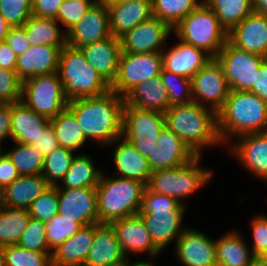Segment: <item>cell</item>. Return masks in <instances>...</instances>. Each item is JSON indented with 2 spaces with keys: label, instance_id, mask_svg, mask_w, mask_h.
Returning <instances> with one entry per match:
<instances>
[{
  "label": "cell",
  "instance_id": "6da1fadb",
  "mask_svg": "<svg viewBox=\"0 0 267 266\" xmlns=\"http://www.w3.org/2000/svg\"><path fill=\"white\" fill-rule=\"evenodd\" d=\"M124 98L112 90L101 96L78 98L68 102L86 139L104 144L118 142L123 134Z\"/></svg>",
  "mask_w": 267,
  "mask_h": 266
},
{
  "label": "cell",
  "instance_id": "7a4b0ae2",
  "mask_svg": "<svg viewBox=\"0 0 267 266\" xmlns=\"http://www.w3.org/2000/svg\"><path fill=\"white\" fill-rule=\"evenodd\" d=\"M217 131L225 143L230 136L267 132V102L250 91L230 90L217 112Z\"/></svg>",
  "mask_w": 267,
  "mask_h": 266
},
{
  "label": "cell",
  "instance_id": "3957f363",
  "mask_svg": "<svg viewBox=\"0 0 267 266\" xmlns=\"http://www.w3.org/2000/svg\"><path fill=\"white\" fill-rule=\"evenodd\" d=\"M165 126L201 156V147L222 143L217 131V113L197 102L173 105L165 113Z\"/></svg>",
  "mask_w": 267,
  "mask_h": 266
},
{
  "label": "cell",
  "instance_id": "277c9868",
  "mask_svg": "<svg viewBox=\"0 0 267 266\" xmlns=\"http://www.w3.org/2000/svg\"><path fill=\"white\" fill-rule=\"evenodd\" d=\"M186 206L177 199L151 191L143 192L139 215L144 221L154 246L161 252L173 239L176 241L186 229L181 222Z\"/></svg>",
  "mask_w": 267,
  "mask_h": 266
},
{
  "label": "cell",
  "instance_id": "5b68a950",
  "mask_svg": "<svg viewBox=\"0 0 267 266\" xmlns=\"http://www.w3.org/2000/svg\"><path fill=\"white\" fill-rule=\"evenodd\" d=\"M146 186L122 177L106 178L101 174L96 186L98 223H107L137 215Z\"/></svg>",
  "mask_w": 267,
  "mask_h": 266
},
{
  "label": "cell",
  "instance_id": "8992f818",
  "mask_svg": "<svg viewBox=\"0 0 267 266\" xmlns=\"http://www.w3.org/2000/svg\"><path fill=\"white\" fill-rule=\"evenodd\" d=\"M58 74L68 101L101 96L110 84L86 61L80 49L64 46L59 54Z\"/></svg>",
  "mask_w": 267,
  "mask_h": 266
},
{
  "label": "cell",
  "instance_id": "52a82bcc",
  "mask_svg": "<svg viewBox=\"0 0 267 266\" xmlns=\"http://www.w3.org/2000/svg\"><path fill=\"white\" fill-rule=\"evenodd\" d=\"M173 29L178 40L206 51L213 58L227 42V31L205 2L184 17Z\"/></svg>",
  "mask_w": 267,
  "mask_h": 266
},
{
  "label": "cell",
  "instance_id": "ba28073f",
  "mask_svg": "<svg viewBox=\"0 0 267 266\" xmlns=\"http://www.w3.org/2000/svg\"><path fill=\"white\" fill-rule=\"evenodd\" d=\"M200 158L201 156H197L191 162L180 167L152 172L147 187L155 193L174 197L184 204L182 199L205 185L213 175L211 170L198 165Z\"/></svg>",
  "mask_w": 267,
  "mask_h": 266
},
{
  "label": "cell",
  "instance_id": "9c48e42d",
  "mask_svg": "<svg viewBox=\"0 0 267 266\" xmlns=\"http://www.w3.org/2000/svg\"><path fill=\"white\" fill-rule=\"evenodd\" d=\"M21 101L48 119L57 116L69 102L58 72L38 75L22 82Z\"/></svg>",
  "mask_w": 267,
  "mask_h": 266
},
{
  "label": "cell",
  "instance_id": "30bf717a",
  "mask_svg": "<svg viewBox=\"0 0 267 266\" xmlns=\"http://www.w3.org/2000/svg\"><path fill=\"white\" fill-rule=\"evenodd\" d=\"M165 127V115L151 110L124 105L122 137L147 158L158 149V137Z\"/></svg>",
  "mask_w": 267,
  "mask_h": 266
},
{
  "label": "cell",
  "instance_id": "8fae6325",
  "mask_svg": "<svg viewBox=\"0 0 267 266\" xmlns=\"http://www.w3.org/2000/svg\"><path fill=\"white\" fill-rule=\"evenodd\" d=\"M161 70V52L121 53L117 76L110 90L124 98L139 83L160 76Z\"/></svg>",
  "mask_w": 267,
  "mask_h": 266
},
{
  "label": "cell",
  "instance_id": "7c38bea8",
  "mask_svg": "<svg viewBox=\"0 0 267 266\" xmlns=\"http://www.w3.org/2000/svg\"><path fill=\"white\" fill-rule=\"evenodd\" d=\"M216 60L223 68L230 90L250 91L256 73L267 59L261 55L238 49L228 41L219 51Z\"/></svg>",
  "mask_w": 267,
  "mask_h": 266
},
{
  "label": "cell",
  "instance_id": "4fadbf2b",
  "mask_svg": "<svg viewBox=\"0 0 267 266\" xmlns=\"http://www.w3.org/2000/svg\"><path fill=\"white\" fill-rule=\"evenodd\" d=\"M193 101L218 112L230 93V87L220 63L213 58L203 66L192 78ZM202 101H201V100Z\"/></svg>",
  "mask_w": 267,
  "mask_h": 266
},
{
  "label": "cell",
  "instance_id": "5bb4252c",
  "mask_svg": "<svg viewBox=\"0 0 267 266\" xmlns=\"http://www.w3.org/2000/svg\"><path fill=\"white\" fill-rule=\"evenodd\" d=\"M172 31L167 23L152 16L119 37L121 53L161 52Z\"/></svg>",
  "mask_w": 267,
  "mask_h": 266
},
{
  "label": "cell",
  "instance_id": "9a60e30c",
  "mask_svg": "<svg viewBox=\"0 0 267 266\" xmlns=\"http://www.w3.org/2000/svg\"><path fill=\"white\" fill-rule=\"evenodd\" d=\"M110 36L108 6L97 0L78 24L67 32V45L79 49Z\"/></svg>",
  "mask_w": 267,
  "mask_h": 266
},
{
  "label": "cell",
  "instance_id": "2e32d148",
  "mask_svg": "<svg viewBox=\"0 0 267 266\" xmlns=\"http://www.w3.org/2000/svg\"><path fill=\"white\" fill-rule=\"evenodd\" d=\"M58 213L82 227L98 223L96 188L58 189Z\"/></svg>",
  "mask_w": 267,
  "mask_h": 266
},
{
  "label": "cell",
  "instance_id": "e0dca14e",
  "mask_svg": "<svg viewBox=\"0 0 267 266\" xmlns=\"http://www.w3.org/2000/svg\"><path fill=\"white\" fill-rule=\"evenodd\" d=\"M158 149L147 156L152 172L180 167L191 162L197 155L168 127H164L158 137Z\"/></svg>",
  "mask_w": 267,
  "mask_h": 266
},
{
  "label": "cell",
  "instance_id": "ac0fdd59",
  "mask_svg": "<svg viewBox=\"0 0 267 266\" xmlns=\"http://www.w3.org/2000/svg\"><path fill=\"white\" fill-rule=\"evenodd\" d=\"M234 47L267 58V16L252 12L227 35Z\"/></svg>",
  "mask_w": 267,
  "mask_h": 266
},
{
  "label": "cell",
  "instance_id": "d6986e66",
  "mask_svg": "<svg viewBox=\"0 0 267 266\" xmlns=\"http://www.w3.org/2000/svg\"><path fill=\"white\" fill-rule=\"evenodd\" d=\"M177 258L185 266H217L216 240L186 228L176 241Z\"/></svg>",
  "mask_w": 267,
  "mask_h": 266
},
{
  "label": "cell",
  "instance_id": "ffe728a7",
  "mask_svg": "<svg viewBox=\"0 0 267 266\" xmlns=\"http://www.w3.org/2000/svg\"><path fill=\"white\" fill-rule=\"evenodd\" d=\"M109 224L115 232L125 257L130 252L143 253L145 251L151 257L160 253L154 246L146 225L139 214L114 220Z\"/></svg>",
  "mask_w": 267,
  "mask_h": 266
},
{
  "label": "cell",
  "instance_id": "44dd1931",
  "mask_svg": "<svg viewBox=\"0 0 267 266\" xmlns=\"http://www.w3.org/2000/svg\"><path fill=\"white\" fill-rule=\"evenodd\" d=\"M179 41L169 51H161L162 68L191 79L213 57L200 48Z\"/></svg>",
  "mask_w": 267,
  "mask_h": 266
},
{
  "label": "cell",
  "instance_id": "7402d4cb",
  "mask_svg": "<svg viewBox=\"0 0 267 266\" xmlns=\"http://www.w3.org/2000/svg\"><path fill=\"white\" fill-rule=\"evenodd\" d=\"M126 260L111 225L95 223L93 241L84 266H116Z\"/></svg>",
  "mask_w": 267,
  "mask_h": 266
},
{
  "label": "cell",
  "instance_id": "603a6c76",
  "mask_svg": "<svg viewBox=\"0 0 267 266\" xmlns=\"http://www.w3.org/2000/svg\"><path fill=\"white\" fill-rule=\"evenodd\" d=\"M79 49L84 54L86 61L111 85L117 76L122 52L120 39L110 36Z\"/></svg>",
  "mask_w": 267,
  "mask_h": 266
},
{
  "label": "cell",
  "instance_id": "cb8c5ba5",
  "mask_svg": "<svg viewBox=\"0 0 267 266\" xmlns=\"http://www.w3.org/2000/svg\"><path fill=\"white\" fill-rule=\"evenodd\" d=\"M62 48L48 45L30 46L17 58L15 71L19 79L24 82L38 75L58 72L59 54Z\"/></svg>",
  "mask_w": 267,
  "mask_h": 266
},
{
  "label": "cell",
  "instance_id": "d4e9b609",
  "mask_svg": "<svg viewBox=\"0 0 267 266\" xmlns=\"http://www.w3.org/2000/svg\"><path fill=\"white\" fill-rule=\"evenodd\" d=\"M107 6L111 35L118 38L152 17L151 0H132Z\"/></svg>",
  "mask_w": 267,
  "mask_h": 266
},
{
  "label": "cell",
  "instance_id": "484cf974",
  "mask_svg": "<svg viewBox=\"0 0 267 266\" xmlns=\"http://www.w3.org/2000/svg\"><path fill=\"white\" fill-rule=\"evenodd\" d=\"M231 150L241 164L267 181V132L246 134Z\"/></svg>",
  "mask_w": 267,
  "mask_h": 266
},
{
  "label": "cell",
  "instance_id": "4316f807",
  "mask_svg": "<svg viewBox=\"0 0 267 266\" xmlns=\"http://www.w3.org/2000/svg\"><path fill=\"white\" fill-rule=\"evenodd\" d=\"M11 139L20 144H32L50 125V119L37 114L22 101L12 103Z\"/></svg>",
  "mask_w": 267,
  "mask_h": 266
},
{
  "label": "cell",
  "instance_id": "83f0119b",
  "mask_svg": "<svg viewBox=\"0 0 267 266\" xmlns=\"http://www.w3.org/2000/svg\"><path fill=\"white\" fill-rule=\"evenodd\" d=\"M94 237V224L81 227L52 252V266H84Z\"/></svg>",
  "mask_w": 267,
  "mask_h": 266
},
{
  "label": "cell",
  "instance_id": "f1b7e54d",
  "mask_svg": "<svg viewBox=\"0 0 267 266\" xmlns=\"http://www.w3.org/2000/svg\"><path fill=\"white\" fill-rule=\"evenodd\" d=\"M114 150V163L118 173L122 178L136 180L148 185L152 170L148 160L125 138Z\"/></svg>",
  "mask_w": 267,
  "mask_h": 266
},
{
  "label": "cell",
  "instance_id": "f546056e",
  "mask_svg": "<svg viewBox=\"0 0 267 266\" xmlns=\"http://www.w3.org/2000/svg\"><path fill=\"white\" fill-rule=\"evenodd\" d=\"M124 102L129 106L163 114L171 107L160 76L139 83L124 97Z\"/></svg>",
  "mask_w": 267,
  "mask_h": 266
},
{
  "label": "cell",
  "instance_id": "4dcf8cb0",
  "mask_svg": "<svg viewBox=\"0 0 267 266\" xmlns=\"http://www.w3.org/2000/svg\"><path fill=\"white\" fill-rule=\"evenodd\" d=\"M49 187L42 174L20 176L4 188L2 204L9 208L28 209Z\"/></svg>",
  "mask_w": 267,
  "mask_h": 266
},
{
  "label": "cell",
  "instance_id": "1f68e13d",
  "mask_svg": "<svg viewBox=\"0 0 267 266\" xmlns=\"http://www.w3.org/2000/svg\"><path fill=\"white\" fill-rule=\"evenodd\" d=\"M217 266H254L258 258L240 234L231 232L216 240Z\"/></svg>",
  "mask_w": 267,
  "mask_h": 266
},
{
  "label": "cell",
  "instance_id": "d6a6232c",
  "mask_svg": "<svg viewBox=\"0 0 267 266\" xmlns=\"http://www.w3.org/2000/svg\"><path fill=\"white\" fill-rule=\"evenodd\" d=\"M22 27L30 46L64 47L67 45V33L61 32L56 19L32 15Z\"/></svg>",
  "mask_w": 267,
  "mask_h": 266
},
{
  "label": "cell",
  "instance_id": "836d02e7",
  "mask_svg": "<svg viewBox=\"0 0 267 266\" xmlns=\"http://www.w3.org/2000/svg\"><path fill=\"white\" fill-rule=\"evenodd\" d=\"M102 171L96 169L92 159L81 154L74 157L68 172L58 183V189H76L81 187L96 188ZM62 184V186H61Z\"/></svg>",
  "mask_w": 267,
  "mask_h": 266
},
{
  "label": "cell",
  "instance_id": "e575fe53",
  "mask_svg": "<svg viewBox=\"0 0 267 266\" xmlns=\"http://www.w3.org/2000/svg\"><path fill=\"white\" fill-rule=\"evenodd\" d=\"M50 124L60 147L74 151L87 141L75 115L67 107L50 119Z\"/></svg>",
  "mask_w": 267,
  "mask_h": 266
},
{
  "label": "cell",
  "instance_id": "d590c367",
  "mask_svg": "<svg viewBox=\"0 0 267 266\" xmlns=\"http://www.w3.org/2000/svg\"><path fill=\"white\" fill-rule=\"evenodd\" d=\"M227 33L252 12V0H204Z\"/></svg>",
  "mask_w": 267,
  "mask_h": 266
},
{
  "label": "cell",
  "instance_id": "8d00e7d4",
  "mask_svg": "<svg viewBox=\"0 0 267 266\" xmlns=\"http://www.w3.org/2000/svg\"><path fill=\"white\" fill-rule=\"evenodd\" d=\"M28 209L2 206L0 210V245H17L30 220Z\"/></svg>",
  "mask_w": 267,
  "mask_h": 266
},
{
  "label": "cell",
  "instance_id": "74e56055",
  "mask_svg": "<svg viewBox=\"0 0 267 266\" xmlns=\"http://www.w3.org/2000/svg\"><path fill=\"white\" fill-rule=\"evenodd\" d=\"M203 2H198V0H151L152 16L159 18L173 29Z\"/></svg>",
  "mask_w": 267,
  "mask_h": 266
},
{
  "label": "cell",
  "instance_id": "f35d334b",
  "mask_svg": "<svg viewBox=\"0 0 267 266\" xmlns=\"http://www.w3.org/2000/svg\"><path fill=\"white\" fill-rule=\"evenodd\" d=\"M15 147L5 154L14 164L20 176L42 174L44 156L30 144L15 142Z\"/></svg>",
  "mask_w": 267,
  "mask_h": 266
},
{
  "label": "cell",
  "instance_id": "ab89813d",
  "mask_svg": "<svg viewBox=\"0 0 267 266\" xmlns=\"http://www.w3.org/2000/svg\"><path fill=\"white\" fill-rule=\"evenodd\" d=\"M72 150L57 147L50 155L44 157L42 176L50 186H57L68 172L74 159Z\"/></svg>",
  "mask_w": 267,
  "mask_h": 266
},
{
  "label": "cell",
  "instance_id": "60d3db41",
  "mask_svg": "<svg viewBox=\"0 0 267 266\" xmlns=\"http://www.w3.org/2000/svg\"><path fill=\"white\" fill-rule=\"evenodd\" d=\"M160 78L167 90L170 106L193 102L191 79L162 68ZM181 90V91H180ZM185 93V97L183 94Z\"/></svg>",
  "mask_w": 267,
  "mask_h": 266
},
{
  "label": "cell",
  "instance_id": "b9f144b4",
  "mask_svg": "<svg viewBox=\"0 0 267 266\" xmlns=\"http://www.w3.org/2000/svg\"><path fill=\"white\" fill-rule=\"evenodd\" d=\"M5 266H52V253L30 251L18 245L4 248Z\"/></svg>",
  "mask_w": 267,
  "mask_h": 266
},
{
  "label": "cell",
  "instance_id": "7bdbcfd3",
  "mask_svg": "<svg viewBox=\"0 0 267 266\" xmlns=\"http://www.w3.org/2000/svg\"><path fill=\"white\" fill-rule=\"evenodd\" d=\"M82 226L73 219L63 218L56 214L50 221L45 223L46 238L52 252L65 240L72 237Z\"/></svg>",
  "mask_w": 267,
  "mask_h": 266
},
{
  "label": "cell",
  "instance_id": "ee69618b",
  "mask_svg": "<svg viewBox=\"0 0 267 266\" xmlns=\"http://www.w3.org/2000/svg\"><path fill=\"white\" fill-rule=\"evenodd\" d=\"M59 196L57 186H50L28 208L31 218L46 223L58 213Z\"/></svg>",
  "mask_w": 267,
  "mask_h": 266
},
{
  "label": "cell",
  "instance_id": "f6af8a7d",
  "mask_svg": "<svg viewBox=\"0 0 267 266\" xmlns=\"http://www.w3.org/2000/svg\"><path fill=\"white\" fill-rule=\"evenodd\" d=\"M45 232L44 222L39 219L30 218L27 228L22 233L17 245L30 251L52 253V251L49 250L50 248Z\"/></svg>",
  "mask_w": 267,
  "mask_h": 266
},
{
  "label": "cell",
  "instance_id": "bcb514c9",
  "mask_svg": "<svg viewBox=\"0 0 267 266\" xmlns=\"http://www.w3.org/2000/svg\"><path fill=\"white\" fill-rule=\"evenodd\" d=\"M97 0H64L59 7L56 20L65 25L67 33L83 18Z\"/></svg>",
  "mask_w": 267,
  "mask_h": 266
},
{
  "label": "cell",
  "instance_id": "7dc6e473",
  "mask_svg": "<svg viewBox=\"0 0 267 266\" xmlns=\"http://www.w3.org/2000/svg\"><path fill=\"white\" fill-rule=\"evenodd\" d=\"M33 0H0V13L11 27L22 26L32 15Z\"/></svg>",
  "mask_w": 267,
  "mask_h": 266
},
{
  "label": "cell",
  "instance_id": "c3c4849f",
  "mask_svg": "<svg viewBox=\"0 0 267 266\" xmlns=\"http://www.w3.org/2000/svg\"><path fill=\"white\" fill-rule=\"evenodd\" d=\"M22 97V81L15 70L0 67V103H17Z\"/></svg>",
  "mask_w": 267,
  "mask_h": 266
},
{
  "label": "cell",
  "instance_id": "681fc988",
  "mask_svg": "<svg viewBox=\"0 0 267 266\" xmlns=\"http://www.w3.org/2000/svg\"><path fill=\"white\" fill-rule=\"evenodd\" d=\"M253 236V254L258 258L267 250V216L259 215L251 223Z\"/></svg>",
  "mask_w": 267,
  "mask_h": 266
},
{
  "label": "cell",
  "instance_id": "f907efd6",
  "mask_svg": "<svg viewBox=\"0 0 267 266\" xmlns=\"http://www.w3.org/2000/svg\"><path fill=\"white\" fill-rule=\"evenodd\" d=\"M5 43L9 45L17 57L22 55L30 47L22 26L10 27L5 38Z\"/></svg>",
  "mask_w": 267,
  "mask_h": 266
},
{
  "label": "cell",
  "instance_id": "816d5d0a",
  "mask_svg": "<svg viewBox=\"0 0 267 266\" xmlns=\"http://www.w3.org/2000/svg\"><path fill=\"white\" fill-rule=\"evenodd\" d=\"M31 145L44 157L50 155L57 147H59L55 131L51 124Z\"/></svg>",
  "mask_w": 267,
  "mask_h": 266
},
{
  "label": "cell",
  "instance_id": "f5cc1de1",
  "mask_svg": "<svg viewBox=\"0 0 267 266\" xmlns=\"http://www.w3.org/2000/svg\"><path fill=\"white\" fill-rule=\"evenodd\" d=\"M64 0H33L32 13L40 18L56 19L59 7Z\"/></svg>",
  "mask_w": 267,
  "mask_h": 266
},
{
  "label": "cell",
  "instance_id": "db71d44e",
  "mask_svg": "<svg viewBox=\"0 0 267 266\" xmlns=\"http://www.w3.org/2000/svg\"><path fill=\"white\" fill-rule=\"evenodd\" d=\"M18 177H20L18 170L4 153V155L0 157V184L5 188Z\"/></svg>",
  "mask_w": 267,
  "mask_h": 266
},
{
  "label": "cell",
  "instance_id": "11a10c76",
  "mask_svg": "<svg viewBox=\"0 0 267 266\" xmlns=\"http://www.w3.org/2000/svg\"><path fill=\"white\" fill-rule=\"evenodd\" d=\"M250 92L267 102V59L261 64L259 71L256 73L255 84H253Z\"/></svg>",
  "mask_w": 267,
  "mask_h": 266
},
{
  "label": "cell",
  "instance_id": "9f6ffc18",
  "mask_svg": "<svg viewBox=\"0 0 267 266\" xmlns=\"http://www.w3.org/2000/svg\"><path fill=\"white\" fill-rule=\"evenodd\" d=\"M11 109L12 104L0 103V143L6 137L11 138Z\"/></svg>",
  "mask_w": 267,
  "mask_h": 266
},
{
  "label": "cell",
  "instance_id": "6f0895ef",
  "mask_svg": "<svg viewBox=\"0 0 267 266\" xmlns=\"http://www.w3.org/2000/svg\"><path fill=\"white\" fill-rule=\"evenodd\" d=\"M17 55L5 42L0 43V67L15 70L17 64Z\"/></svg>",
  "mask_w": 267,
  "mask_h": 266
},
{
  "label": "cell",
  "instance_id": "680465c9",
  "mask_svg": "<svg viewBox=\"0 0 267 266\" xmlns=\"http://www.w3.org/2000/svg\"><path fill=\"white\" fill-rule=\"evenodd\" d=\"M253 12L267 16V0H252Z\"/></svg>",
  "mask_w": 267,
  "mask_h": 266
},
{
  "label": "cell",
  "instance_id": "91938a15",
  "mask_svg": "<svg viewBox=\"0 0 267 266\" xmlns=\"http://www.w3.org/2000/svg\"><path fill=\"white\" fill-rule=\"evenodd\" d=\"M10 25L4 19V17L0 13V43L5 42V38L8 34V30L10 29Z\"/></svg>",
  "mask_w": 267,
  "mask_h": 266
},
{
  "label": "cell",
  "instance_id": "94428289",
  "mask_svg": "<svg viewBox=\"0 0 267 266\" xmlns=\"http://www.w3.org/2000/svg\"><path fill=\"white\" fill-rule=\"evenodd\" d=\"M258 263L262 266H267V250L258 257Z\"/></svg>",
  "mask_w": 267,
  "mask_h": 266
},
{
  "label": "cell",
  "instance_id": "6125c7cd",
  "mask_svg": "<svg viewBox=\"0 0 267 266\" xmlns=\"http://www.w3.org/2000/svg\"><path fill=\"white\" fill-rule=\"evenodd\" d=\"M4 248L5 246L0 245V266H5Z\"/></svg>",
  "mask_w": 267,
  "mask_h": 266
},
{
  "label": "cell",
  "instance_id": "be15d7a7",
  "mask_svg": "<svg viewBox=\"0 0 267 266\" xmlns=\"http://www.w3.org/2000/svg\"><path fill=\"white\" fill-rule=\"evenodd\" d=\"M101 1L105 2L106 4H110V3H121V2L132 1V0H101Z\"/></svg>",
  "mask_w": 267,
  "mask_h": 266
},
{
  "label": "cell",
  "instance_id": "e7e4bbea",
  "mask_svg": "<svg viewBox=\"0 0 267 266\" xmlns=\"http://www.w3.org/2000/svg\"><path fill=\"white\" fill-rule=\"evenodd\" d=\"M136 266H154L145 261H137Z\"/></svg>",
  "mask_w": 267,
  "mask_h": 266
},
{
  "label": "cell",
  "instance_id": "03108f58",
  "mask_svg": "<svg viewBox=\"0 0 267 266\" xmlns=\"http://www.w3.org/2000/svg\"><path fill=\"white\" fill-rule=\"evenodd\" d=\"M3 197H4V188L0 184V202H3Z\"/></svg>",
  "mask_w": 267,
  "mask_h": 266
},
{
  "label": "cell",
  "instance_id": "003e7915",
  "mask_svg": "<svg viewBox=\"0 0 267 266\" xmlns=\"http://www.w3.org/2000/svg\"><path fill=\"white\" fill-rule=\"evenodd\" d=\"M116 266H136V262L131 264V263L125 261V262H123L119 265H116Z\"/></svg>",
  "mask_w": 267,
  "mask_h": 266
},
{
  "label": "cell",
  "instance_id": "a7ac6f4b",
  "mask_svg": "<svg viewBox=\"0 0 267 266\" xmlns=\"http://www.w3.org/2000/svg\"><path fill=\"white\" fill-rule=\"evenodd\" d=\"M3 155H4V153H2V151H1V145H0V157L3 156Z\"/></svg>",
  "mask_w": 267,
  "mask_h": 266
},
{
  "label": "cell",
  "instance_id": "89a4df30",
  "mask_svg": "<svg viewBox=\"0 0 267 266\" xmlns=\"http://www.w3.org/2000/svg\"><path fill=\"white\" fill-rule=\"evenodd\" d=\"M3 202H0V210H1V208H2V206H3V204H2Z\"/></svg>",
  "mask_w": 267,
  "mask_h": 266
},
{
  "label": "cell",
  "instance_id": "2644e50d",
  "mask_svg": "<svg viewBox=\"0 0 267 266\" xmlns=\"http://www.w3.org/2000/svg\"><path fill=\"white\" fill-rule=\"evenodd\" d=\"M254 266H262V265H260V264L257 262Z\"/></svg>",
  "mask_w": 267,
  "mask_h": 266
}]
</instances>
